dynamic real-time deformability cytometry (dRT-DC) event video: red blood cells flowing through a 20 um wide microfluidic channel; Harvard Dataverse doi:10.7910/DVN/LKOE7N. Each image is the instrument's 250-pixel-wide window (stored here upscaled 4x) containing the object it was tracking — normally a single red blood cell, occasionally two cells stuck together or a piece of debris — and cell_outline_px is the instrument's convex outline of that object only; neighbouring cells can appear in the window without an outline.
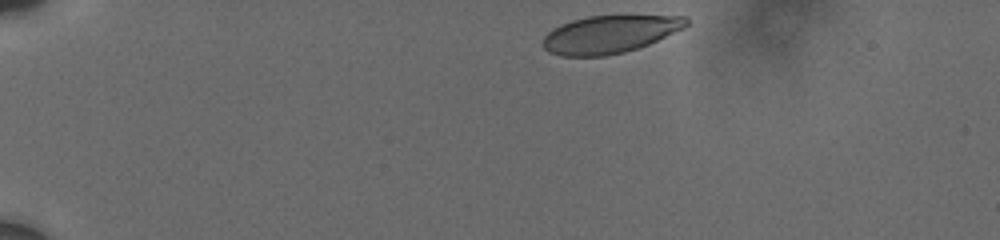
{"species": "human", "species_latin": "Homo sapiens", "temperature_condition": "cold", "stored_images_in_passage": 37, "camera_frame_rate_fps": 3000, "um_per_image_px": 0.085, "donor": {"sex": "male"}, "frame": {"image": 1, "passage_image": 1, "time_ms": 0.0, "image_size_px": [1000, 240], "cell_outline_px": [[688, 24], [684, 28], [648, 44], [624, 52], [604, 56], [560, 56], [548, 52], [544, 48], [544, 36], [552, 28], [560, 24], [572, 20], [588, 16], [684, 16], [688, 20]], "centroid_in_image_um": [51.78, 2.92], "position_along_channel_um": 33.2, "area_um2": 31.21}}
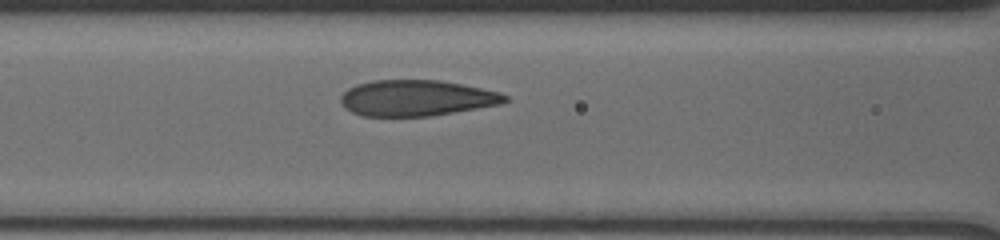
{"frame": {"image": 2, "passage_image": 21, "time_ms": 5.0, "image_size_px": [1000, 240], "cell_outline_px": [[508, 100], [500, 104], [428, 116], [360, 116], [344, 108], [340, 100], [340, 96], [348, 88], [356, 84], [372, 80], [440, 80], [500, 92], [508, 96]], "centroid_in_image_um": [35.35, 8.33], "position_along_channel_um": 131.3, "area_um2": 34.28}}
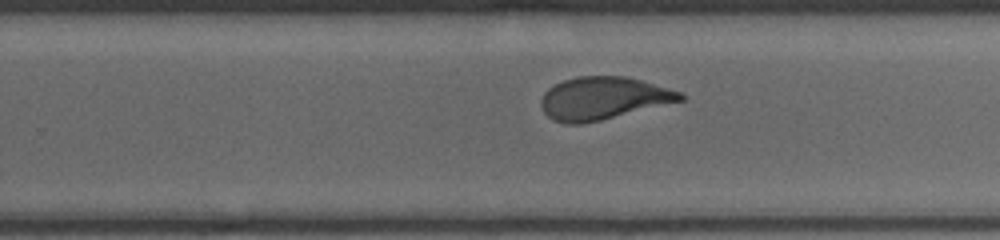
{"frame": {"image": 3, "passage_image": 36, "time_ms": 9.0, "image_size_px": [1000, 240], "cell_outline_px": [[684, 100], [600, 120], [580, 124], [564, 124], [552, 120], [544, 112], [540, 104], [540, 100], [544, 92], [548, 88], [564, 80], [576, 76], [624, 76], [640, 80], [684, 92]], "centroid_in_image_um": [51.25, 8.35], "position_along_channel_um": 278.5, "area_um2": 34.56}}